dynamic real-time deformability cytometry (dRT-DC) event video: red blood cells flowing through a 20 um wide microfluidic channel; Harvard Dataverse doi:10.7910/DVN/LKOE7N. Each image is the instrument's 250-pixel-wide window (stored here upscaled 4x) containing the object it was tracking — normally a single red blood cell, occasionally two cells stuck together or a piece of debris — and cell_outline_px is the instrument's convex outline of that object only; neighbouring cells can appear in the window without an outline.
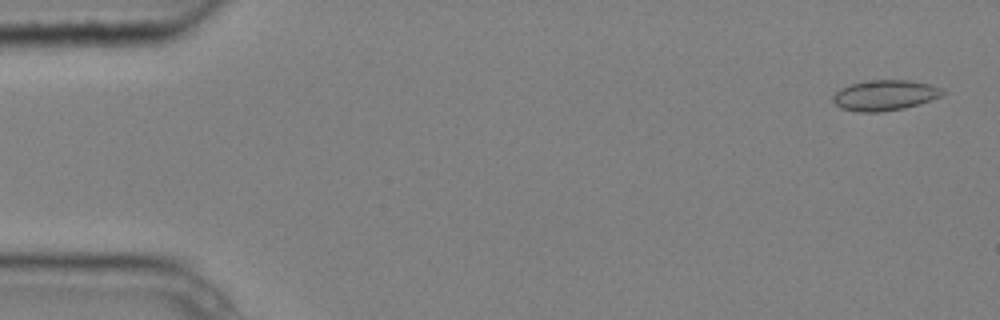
{"species": "common noctule bat (a hibernating species)", "species_latin": "Nyctalus noctula", "temperature_condition": "cold", "stored_images_in_passage": 4, "camera_frame_rate_fps": 3000, "um_per_image_px": 0.085, "animal": {"sex": "male", "body_mass_g": 20.4}, "frame": {"image": 1, "passage_image": 1, "time_ms": 0.0, "image_size_px": [1000, 320], "cell_outline_px": [[944, 92], [940, 96], [904, 108], [880, 112], [860, 112], [840, 108], [832, 100], [832, 96], [840, 88], [864, 80], [908, 80], [928, 84], [940, 88]], "centroid_in_image_um": [75.14, 8.09], "position_along_channel_um": 9.9, "area_um2": 19.19}}
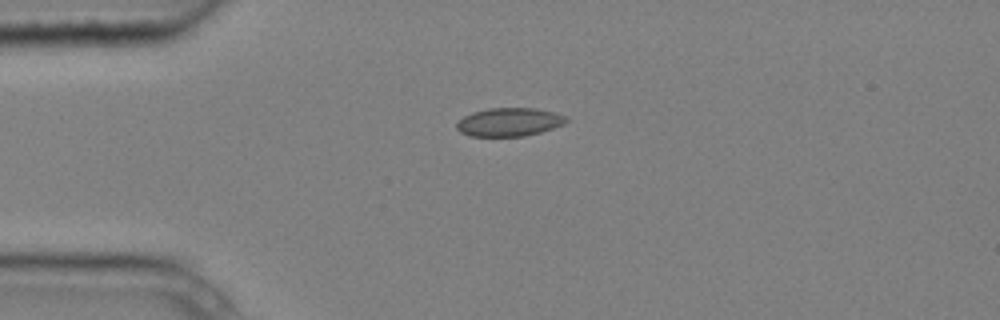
{"frame": {"image": 2, "passage_image": 4, "time_ms": 1.0, "image_size_px": [1000, 320], "cell_outline_px": [[568, 120], [564, 124], [540, 132], [524, 136], [468, 136], [460, 132], [456, 128], [456, 124], [464, 116], [472, 112], [488, 108], [536, 108], [556, 112], [568, 116]], "centroid_in_image_um": [43.3, 10.36], "position_along_channel_um": 41.7, "area_um2": 18.26}}